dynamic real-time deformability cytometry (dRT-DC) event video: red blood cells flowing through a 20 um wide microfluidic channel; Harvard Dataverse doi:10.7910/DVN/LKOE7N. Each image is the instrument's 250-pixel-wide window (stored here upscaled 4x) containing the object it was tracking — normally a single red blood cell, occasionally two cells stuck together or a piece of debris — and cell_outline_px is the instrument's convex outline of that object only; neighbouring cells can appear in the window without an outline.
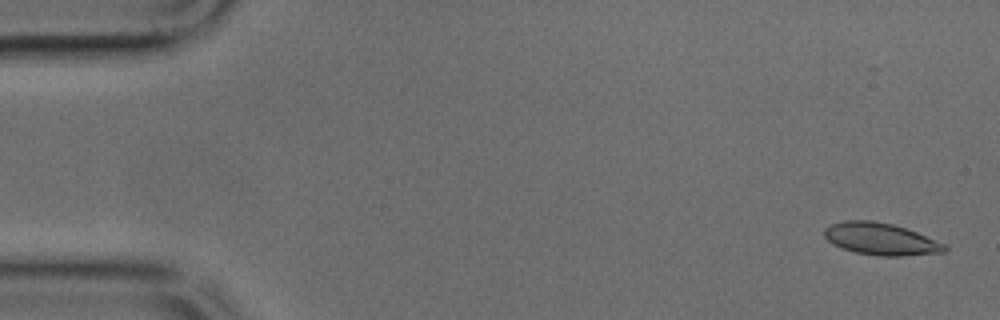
{"species": "common noctule bat (a hibernating species)", "species_latin": "Nyctalus noctula", "temperature_condition": "cold", "stored_images_in_passage": 50, "camera_frame_rate_fps": 3000, "um_per_image_px": 0.085, "animal": {"sex": "male", "body_mass_g": 17.9, "forearm_length_mm": 54.2}, "frame": {"image": 1, "passage_image": 2, "time_ms": 0.333, "image_size_px": [1000, 320], "cell_outline_px": [[948, 248], [944, 252], [904, 256], [880, 256], [856, 252], [832, 244], [824, 236], [824, 228], [832, 224], [844, 220], [872, 220], [892, 224], [916, 232], [944, 244]], "centroid_in_image_um": [74.84, 20.31], "position_along_channel_um": 10.2, "area_um2": 22.25}}
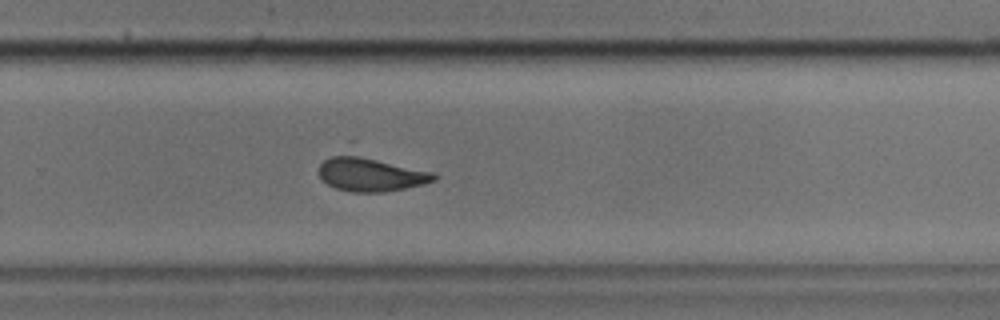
{"frame": {"image": 2, "passage_image": 32, "time_ms": 10.333, "image_size_px": [1000, 320], "cell_outline_px": [[436, 180], [424, 184], [404, 188], [380, 192], [352, 192], [336, 188], [328, 184], [320, 176], [320, 164], [324, 160], [348, 140], [352, 140], [436, 172]], "centroid_in_image_um": [31.53, 14.47], "position_along_channel_um": 298.3, "area_um2": 28.15}}
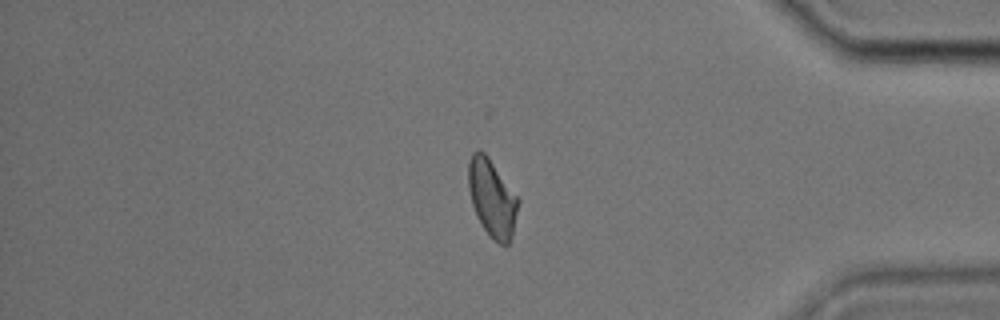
{"frame": {"image": 3, "passage_image": 41, "time_ms": 13.333, "image_size_px": [1000, 320], "cell_outline_px": [[520, 200], [512, 236], [508, 244], [500, 244], [492, 240], [476, 216], [472, 204], [468, 188], [468, 160], [472, 152], [484, 152], [488, 156]], "centroid_in_image_um": [41.82, 16.85], "position_along_channel_um": 393.4, "area_um2": 22.43}}